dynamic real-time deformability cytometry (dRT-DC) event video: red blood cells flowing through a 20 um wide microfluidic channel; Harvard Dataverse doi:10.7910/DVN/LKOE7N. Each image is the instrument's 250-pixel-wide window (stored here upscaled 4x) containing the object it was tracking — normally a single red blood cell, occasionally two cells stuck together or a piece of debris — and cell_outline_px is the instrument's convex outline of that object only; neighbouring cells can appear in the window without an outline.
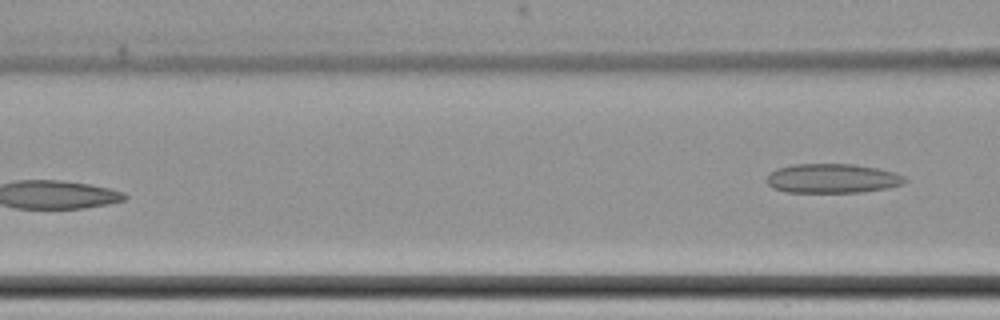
{"species": "common noctule bat (a hibernating species)", "species_latin": "Nyctalus noctula", "temperature_condition": "cold", "stored_images_in_passage": 7, "camera_frame_rate_fps": 3000, "um_per_image_px": 0.085, "animal": {"sex": "female", "body_mass_g": 22.7, "forearm_length_mm": 54.2}, "frame": {"image": 1, "passage_image": 7, "time_ms": 8.333, "image_size_px": [1000, 320], "cell_outline_px": [[908, 180], [904, 184], [888, 188], [860, 192], [784, 192], [772, 188], [768, 184], [768, 172], [776, 168], [792, 164], [856, 164], [880, 168], [896, 172], [904, 176]], "centroid_in_image_um": [70.77, 15.16], "position_along_channel_um": 95.8, "area_um2": 23.99}}